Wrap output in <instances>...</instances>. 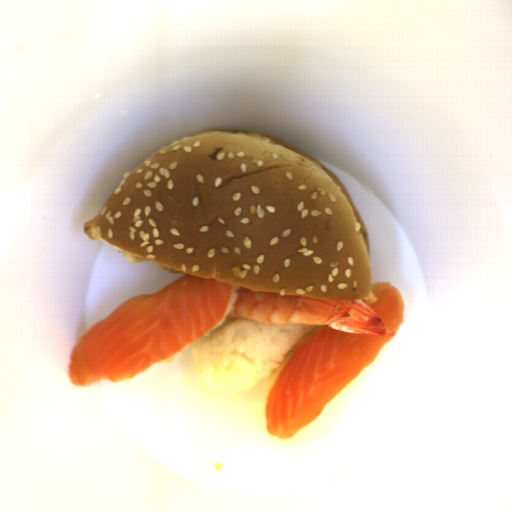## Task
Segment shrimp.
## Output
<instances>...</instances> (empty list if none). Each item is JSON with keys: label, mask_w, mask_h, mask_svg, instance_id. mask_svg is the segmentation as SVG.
<instances>
[{"label": "shrimp", "mask_w": 512, "mask_h": 512, "mask_svg": "<svg viewBox=\"0 0 512 512\" xmlns=\"http://www.w3.org/2000/svg\"><path fill=\"white\" fill-rule=\"evenodd\" d=\"M226 318L265 324L304 323L327 325L332 330L357 334L396 336L364 300L329 299L255 292L239 287Z\"/></svg>", "instance_id": "a79e029a"}]
</instances>
